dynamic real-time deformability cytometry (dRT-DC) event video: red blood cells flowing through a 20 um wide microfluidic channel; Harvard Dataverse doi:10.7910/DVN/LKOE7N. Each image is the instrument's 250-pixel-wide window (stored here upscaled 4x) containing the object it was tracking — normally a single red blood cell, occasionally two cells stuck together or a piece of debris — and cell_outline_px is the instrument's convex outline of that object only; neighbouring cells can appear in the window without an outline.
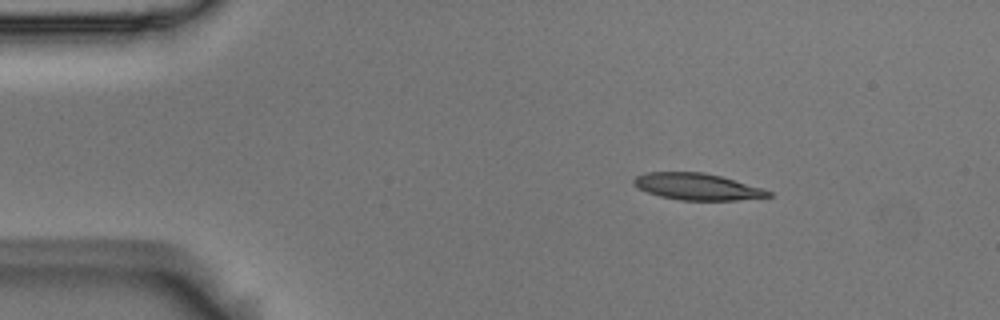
{"species": "Egyptian fruit bat (a non-hibernating species)", "species_latin": "Rousettus aegyptiacus", "temperature_condition": "room temperature", "stored_images_in_passage": 47, "camera_frame_rate_fps": 3000, "um_per_image_px": 0.085, "animal": {"sex": "male"}, "frame": {"image": 1, "passage_image": 1, "time_ms": 0.0, "image_size_px": [1000, 320], "cell_outline_px": [[772, 196], [736, 200], [680, 200], [660, 196], [648, 192], [632, 184], [632, 180], [636, 176], [644, 172], [704, 172], [720, 176], [764, 188], [772, 192]], "centroid_in_image_um": [59.26, 15.86], "position_along_channel_um": 25.7, "area_um2": 20.87}}
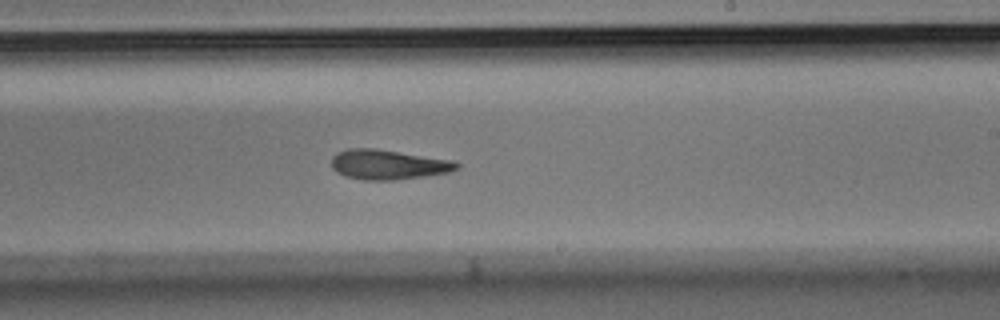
{"frame": {"image": 2, "passage_image": 25, "time_ms": 8.0, "image_size_px": [1000, 320], "cell_outline_px": [[460, 168], [448, 172], [424, 176], [392, 180], [364, 180], [344, 176], [336, 172], [332, 168], [332, 156], [336, 152], [348, 148], [376, 148], [452, 160], [460, 164]], "centroid_in_image_um": [32.96, 13.98], "position_along_channel_um": 256.0, "area_um2": 21.85}}
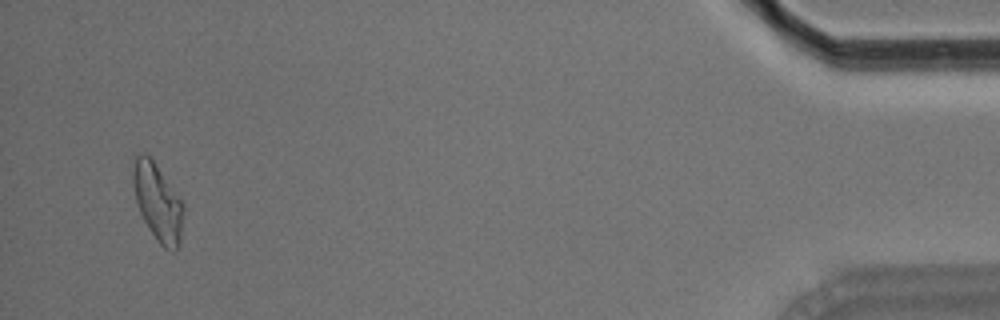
{"frame": {"image": 3, "passage_image": 45, "time_ms": 14.667, "image_size_px": [1000, 320], "cell_outline_px": [[184, 212], [180, 240], [176, 252], [172, 252], [164, 248], [156, 240], [148, 228], [140, 212], [136, 200], [132, 184], [132, 152], [140, 152], [148, 156], [152, 160], [184, 204]], "centroid_in_image_um": [13.37, 17.18], "position_along_channel_um": 421.8, "area_um2": 22.89}, "authors_computed_cell_mechanics": {"area_um2": 21.7328, "velocity_mm_per_s": 3.6755, "shape_relaxation_time_tau1_ms": null, "shape_relaxation_time_tau2_ms": 3.4992, "deformation_change_tau1": null, "deformation_change_tau2": 0.135}}